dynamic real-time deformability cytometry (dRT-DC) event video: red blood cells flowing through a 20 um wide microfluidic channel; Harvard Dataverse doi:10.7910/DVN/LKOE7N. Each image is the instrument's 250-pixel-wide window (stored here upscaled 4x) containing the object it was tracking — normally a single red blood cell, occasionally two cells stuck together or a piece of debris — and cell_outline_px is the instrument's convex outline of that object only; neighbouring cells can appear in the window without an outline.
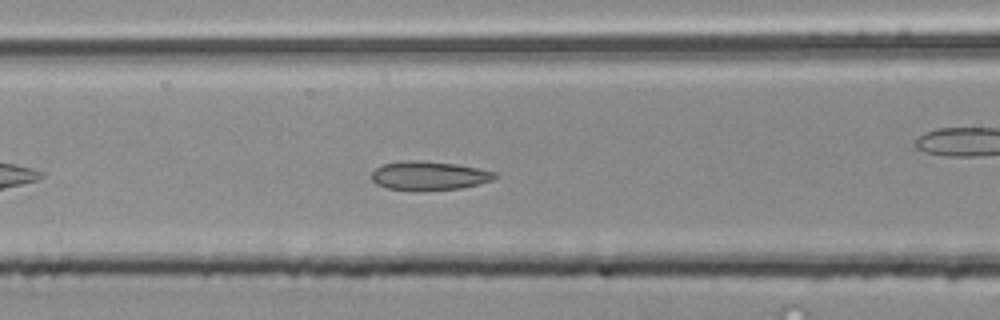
{"species": "common noctule bat (a hibernating species)", "species_latin": "Nyctalus noctula", "temperature_condition": "room temperature", "stored_images_in_passage": 29, "camera_frame_rate_fps": 3000, "um_per_image_px": 0.085, "animal": {"sex": "male", "body_mass_g": 20.4}, "frame": {"image": 1, "passage_image": 9, "time_ms": 2.667, "image_size_px": [1000, 320], "cell_outline_px": [[496, 176], [492, 180], [460, 188], [416, 192], [412, 192], [388, 188], [376, 184], [372, 180], [372, 172], [376, 168], [384, 164], [412, 160], [456, 164], [496, 172]], "centroid_in_image_um": [36.42, 14.96], "position_along_channel_um": 130.2, "area_um2": 20.63}, "authors_computed_cell_mechanics": {"area_um2": 19.941, "velocity_mm_per_s": 3.8393, "shape_relaxation_time_tau1_ms": 8.0204, "shape_relaxation_time_tau2_ms": 1.7772, "deformation_change_tau1": 0.1207, "deformation_change_tau2": 0.0855}}